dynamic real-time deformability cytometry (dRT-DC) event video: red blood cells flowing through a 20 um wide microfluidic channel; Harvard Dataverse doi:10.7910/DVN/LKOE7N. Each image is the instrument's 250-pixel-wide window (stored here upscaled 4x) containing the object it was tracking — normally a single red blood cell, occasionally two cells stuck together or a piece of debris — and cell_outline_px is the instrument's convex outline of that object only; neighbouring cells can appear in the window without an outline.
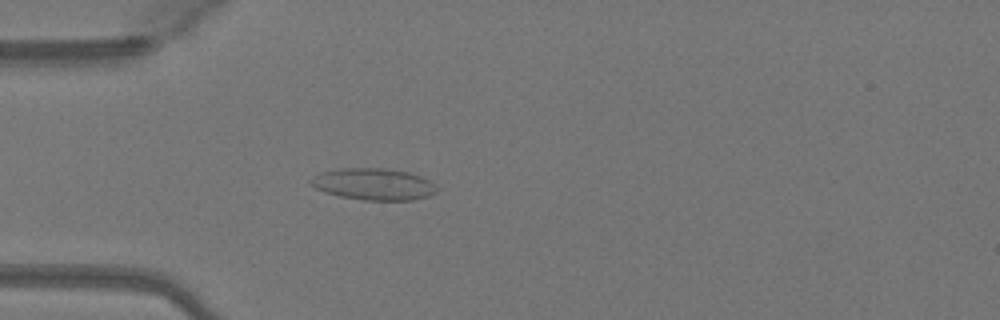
{"species": "Egyptian fruit bat (a non-hibernating species)", "species_latin": "Rousettus aegyptiacus", "temperature_condition": "warm", "stored_images_in_passage": 48, "camera_frame_rate_fps": 3000, "um_per_image_px": 0.085, "animal": {"sex": "female"}, "frame": {"image": 1, "passage_image": 13, "time_ms": 4.0, "image_size_px": [1000, 320], "cell_outline_px": [[436, 192], [428, 196], [412, 200], [364, 200], [340, 196], [324, 192], [316, 188], [308, 180], [320, 172], [340, 168], [384, 168], [408, 172], [420, 176], [428, 180], [436, 188]], "centroid_in_image_um": [31.72, 15.65], "position_along_channel_um": 53.3, "area_um2": 23.12}}
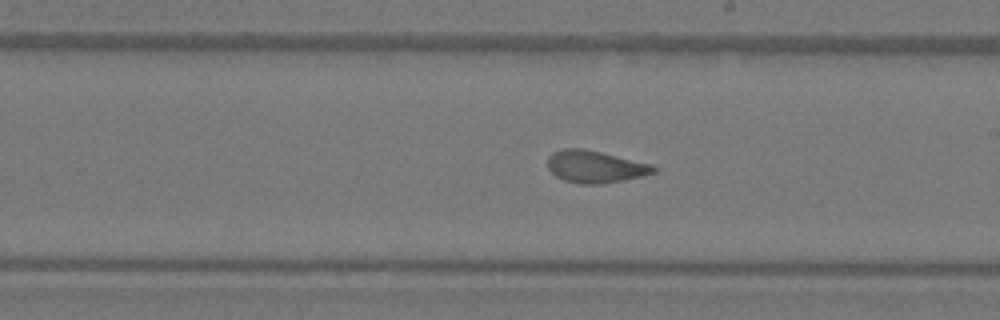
{"frame": {"image": 2, "passage_image": 27, "time_ms": 8.667, "image_size_px": [1000, 320], "cell_outline_px": [[656, 172], [644, 176], [624, 180], [600, 184], [580, 184], [564, 180], [556, 176], [548, 168], [548, 156], [552, 152], [564, 148], [584, 148], [652, 164], [656, 168]], "centroid_in_image_um": [50.59, 14.16], "position_along_channel_um": 238.4, "area_um2": 19.94}}
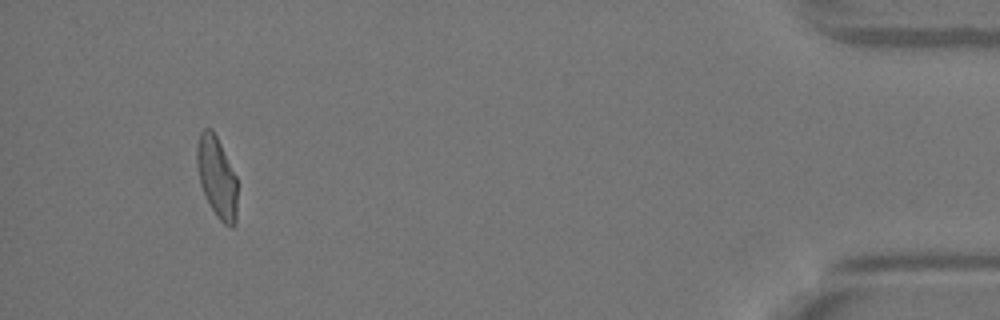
{"frame": {"image": 3, "passage_image": 45, "time_ms": 14.667, "image_size_px": [1000, 320], "cell_outline_px": [[236, 220], [232, 228], [224, 224], [216, 216], [200, 184], [196, 164], [196, 148], [200, 132], [204, 128], [212, 128], [236, 176]], "centroid_in_image_um": [18.41, 15.04], "position_along_channel_um": 416.8, "area_um2": 18.84}, "authors_computed_cell_mechanics": {"area_um2": 20.1433, "velocity_mm_per_s": 4.1363, "shape_relaxation_time_tau1_ms": 9.1173, "shape_relaxation_time_tau2_ms": 1.123, "deformation_change_tau1": 0.2225, "deformation_change_tau2": 0.0649}}